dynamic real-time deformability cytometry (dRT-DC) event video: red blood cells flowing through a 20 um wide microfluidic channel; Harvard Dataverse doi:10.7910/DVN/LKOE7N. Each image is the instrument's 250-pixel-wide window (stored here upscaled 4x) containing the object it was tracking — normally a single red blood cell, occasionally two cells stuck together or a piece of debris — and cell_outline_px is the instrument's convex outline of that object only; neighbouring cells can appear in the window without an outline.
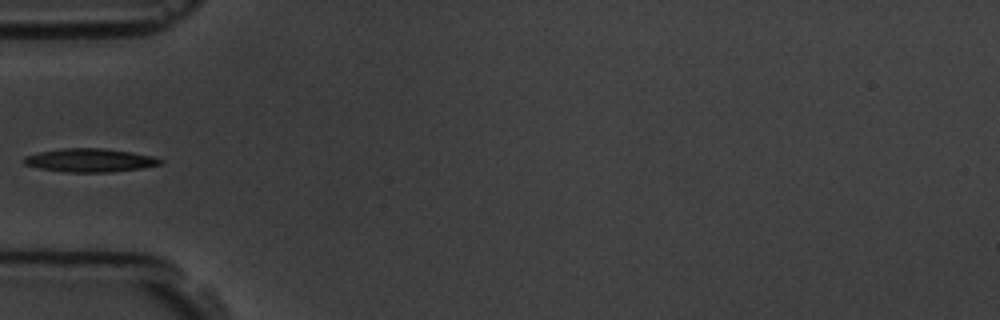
{"species": "common noctule bat (a hibernating species)", "species_latin": "Nyctalus noctula", "temperature_condition": "room temperature", "stored_images_in_passage": 6, "camera_frame_rate_fps": 3000, "um_per_image_px": 0.085, "animal": {"sex": "male", "body_mass_g": 19.5, "forearm_length_mm": 54.6}, "frame": {"image": 1, "passage_image": 6, "time_ms": 6.333, "image_size_px": [1000, 320], "cell_outline_px": [[164, 160], [160, 164], [144, 168], [112, 172], [64, 172], [40, 168], [24, 164], [24, 156], [40, 152], [60, 148], [100, 148], [132, 152], [152, 156]], "centroid_in_image_um": [7.66, 13.62], "position_along_channel_um": 77.3, "area_um2": 18.61}}